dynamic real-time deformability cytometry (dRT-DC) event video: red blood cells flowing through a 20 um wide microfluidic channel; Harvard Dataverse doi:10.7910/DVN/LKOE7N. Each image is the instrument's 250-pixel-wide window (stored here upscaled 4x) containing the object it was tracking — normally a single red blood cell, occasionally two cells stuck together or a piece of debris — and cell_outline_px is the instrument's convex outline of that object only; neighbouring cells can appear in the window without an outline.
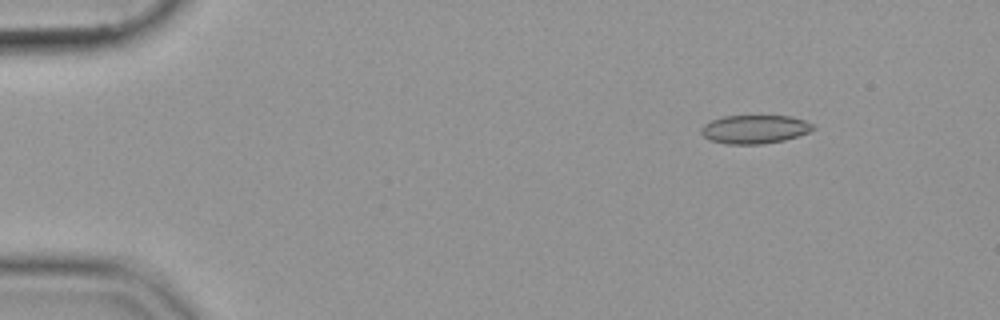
{"species": "common noctule bat (a hibernating species)", "species_latin": "Nyctalus noctula", "temperature_condition": "cold", "stored_images_in_passage": 50, "camera_frame_rate_fps": 3000, "um_per_image_px": 0.085, "animal": {"sex": "female", "body_mass_g": 19.9}, "frame": {"image": 1, "passage_image": 2, "time_ms": 0.333, "image_size_px": [1000, 320], "cell_outline_px": [[816, 128], [808, 132], [784, 140], [760, 144], [728, 144], [712, 140], [704, 136], [700, 132], [700, 128], [704, 124], [712, 120], [724, 116], [792, 116], [804, 120], [812, 124]], "centroid_in_image_um": [64.14, 10.98], "position_along_channel_um": 20.9, "area_um2": 18.44}}
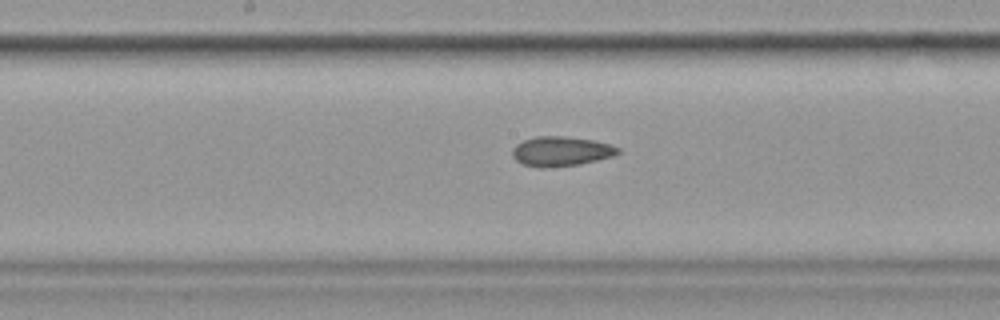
{"frame": {"image": 2, "passage_image": 24, "time_ms": 7.667, "image_size_px": [1000, 320], "cell_outline_px": [[620, 152], [612, 156], [580, 164], [544, 168], [540, 168], [524, 164], [516, 160], [512, 156], [512, 148], [516, 144], [524, 140], [536, 136], [564, 136], [592, 140], [608, 144], [620, 148]], "centroid_in_image_um": [47.65, 12.86], "position_along_channel_um": 200.5, "area_um2": 18.15}}
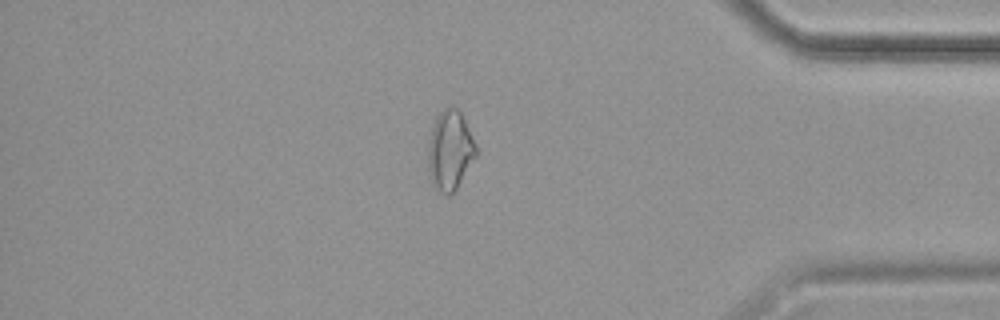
{"frame": {"image": 3, "passage_image": 42, "time_ms": 13.667, "image_size_px": [1000, 320], "cell_outline_px": [[476, 156], [456, 188], [448, 196], [440, 192], [432, 184], [428, 172], [428, 140], [432, 124], [436, 116], [444, 108], [456, 108], [460, 112], [476, 144]], "centroid_in_image_um": [38.21, 12.79], "position_along_channel_um": 397.0, "area_um2": 22.08}}